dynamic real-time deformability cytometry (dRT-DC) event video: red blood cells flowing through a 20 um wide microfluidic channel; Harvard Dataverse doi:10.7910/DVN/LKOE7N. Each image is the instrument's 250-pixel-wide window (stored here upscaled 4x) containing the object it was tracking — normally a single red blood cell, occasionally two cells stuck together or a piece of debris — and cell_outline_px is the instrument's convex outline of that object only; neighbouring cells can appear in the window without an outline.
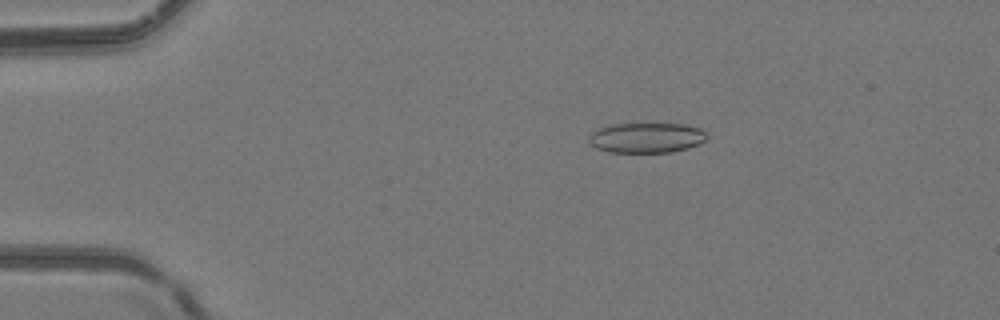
{"species": "common noctule bat (a hibernating species)", "species_latin": "Nyctalus noctula", "temperature_condition": "room temperature", "stored_images_in_passage": 52, "camera_frame_rate_fps": 3000, "um_per_image_px": 0.085, "animal": {"sex": "female", "body_mass_g": 24.6, "forearm_length_mm": 56.2}, "frame": {"image": 1, "passage_image": 11, "time_ms": 3.333, "image_size_px": [1000, 320], "cell_outline_px": [[708, 136], [704, 140], [688, 148], [668, 152], [608, 152], [596, 148], [588, 140], [588, 136], [592, 132], [600, 128], [612, 124], [684, 124], [700, 128]], "centroid_in_image_um": [54.92, 11.7], "position_along_channel_um": 30.1, "area_um2": 20.52}}
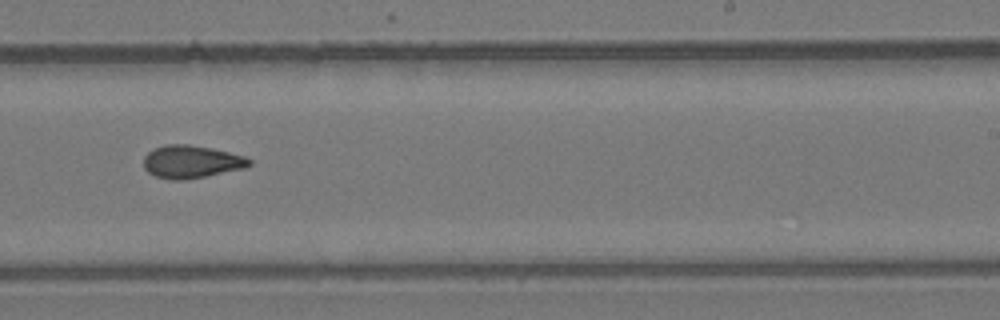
{"frame": {"image": 2, "passage_image": 33, "time_ms": 10.667, "image_size_px": [1000, 320], "cell_outline_px": [[252, 164], [244, 168], [184, 180], [172, 180], [156, 176], [148, 172], [144, 168], [144, 156], [148, 152], [164, 144], [188, 144], [228, 152], [244, 156], [252, 160]], "centroid_in_image_um": [16.24, 13.75], "position_along_channel_um": 272.8, "area_um2": 19.94}}
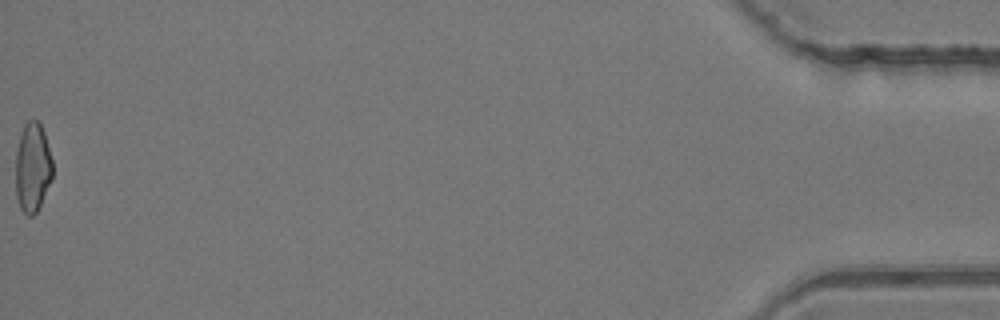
{"frame": {"image": 3, "passage_image": 52, "time_ms": 17.0, "image_size_px": [1000, 320], "cell_outline_px": [[52, 176], [40, 204], [36, 212], [32, 216], [28, 216], [20, 208], [16, 196], [16, 152], [20, 136], [24, 124], [28, 120], [36, 120], [40, 124], [44, 132], [52, 160]], "centroid_in_image_um": [2.75, 14.22], "position_along_channel_um": 432.4, "area_um2": 18.96}, "authors_computed_cell_mechanics": {"area_um2": 19.9988, "velocity_mm_per_s": 4.1617, "shape_relaxation_time_tau1_ms": null, "shape_relaxation_time_tau2_ms": 3.6431, "deformation_change_tau1": null, "deformation_change_tau2": 0.0954}}